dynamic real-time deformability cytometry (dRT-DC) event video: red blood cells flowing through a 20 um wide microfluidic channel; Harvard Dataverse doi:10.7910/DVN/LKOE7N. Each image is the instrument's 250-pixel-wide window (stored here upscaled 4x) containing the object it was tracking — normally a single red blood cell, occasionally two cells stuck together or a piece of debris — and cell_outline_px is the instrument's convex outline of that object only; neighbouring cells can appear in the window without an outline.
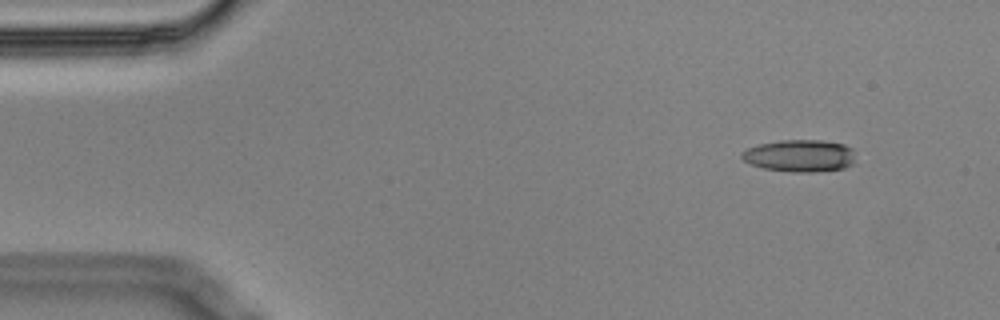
{"species": "Egyptian fruit bat (a non-hibernating species)", "species_latin": "Rousettus aegyptiacus", "temperature_condition": "cold", "stored_images_in_passage": 6, "camera_frame_rate_fps": 3000, "um_per_image_px": 0.085, "animal": {"sex": "male"}, "frame": {"image": 1, "passage_image": 2, "time_ms": 0.333, "image_size_px": [1000, 320], "cell_outline_px": [[852, 164], [844, 168], [812, 172], [792, 172], [764, 168], [752, 164], [744, 160], [740, 156], [740, 152], [748, 148], [760, 144], [780, 140], [820, 140], [844, 144], [852, 148]], "centroid_in_image_um": [67.95, 13.23], "position_along_channel_um": 17.0, "area_um2": 21.1}}